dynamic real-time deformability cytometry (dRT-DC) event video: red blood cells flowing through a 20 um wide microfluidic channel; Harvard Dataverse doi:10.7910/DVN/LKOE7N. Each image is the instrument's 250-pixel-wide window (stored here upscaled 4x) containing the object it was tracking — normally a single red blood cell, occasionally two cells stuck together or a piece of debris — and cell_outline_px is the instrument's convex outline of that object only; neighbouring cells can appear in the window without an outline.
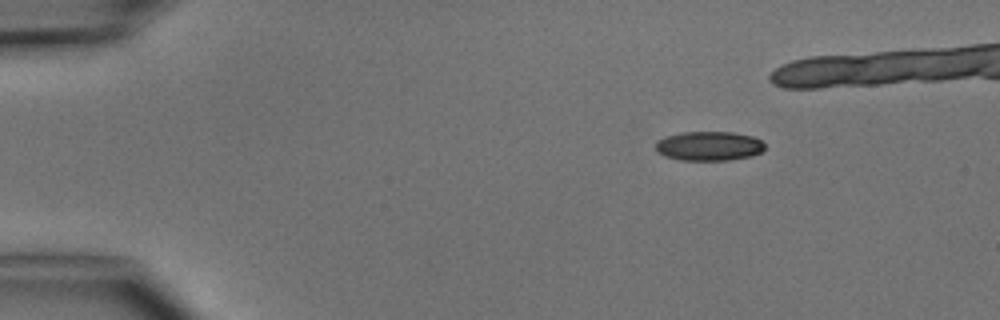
{"species": "common noctule bat (a hibernating species)", "species_latin": "Nyctalus noctula", "temperature_condition": "cold", "stored_images_in_passage": 5, "camera_frame_rate_fps": 3000, "um_per_image_px": 0.085, "animal": {"sex": "male", "body_mass_g": 15.6}, "frame": {"image": 1, "passage_image": 2, "time_ms": 1.333, "image_size_px": [1000, 320], "cell_outline_px": [[764, 148], [760, 152], [752, 156], [728, 160], [680, 160], [664, 156], [656, 152], [656, 140], [664, 136], [680, 132], [732, 132], [752, 136], [760, 140], [764, 144]], "centroid_in_image_um": [60.21, 12.41], "position_along_channel_um": 24.8, "area_um2": 18.79}}